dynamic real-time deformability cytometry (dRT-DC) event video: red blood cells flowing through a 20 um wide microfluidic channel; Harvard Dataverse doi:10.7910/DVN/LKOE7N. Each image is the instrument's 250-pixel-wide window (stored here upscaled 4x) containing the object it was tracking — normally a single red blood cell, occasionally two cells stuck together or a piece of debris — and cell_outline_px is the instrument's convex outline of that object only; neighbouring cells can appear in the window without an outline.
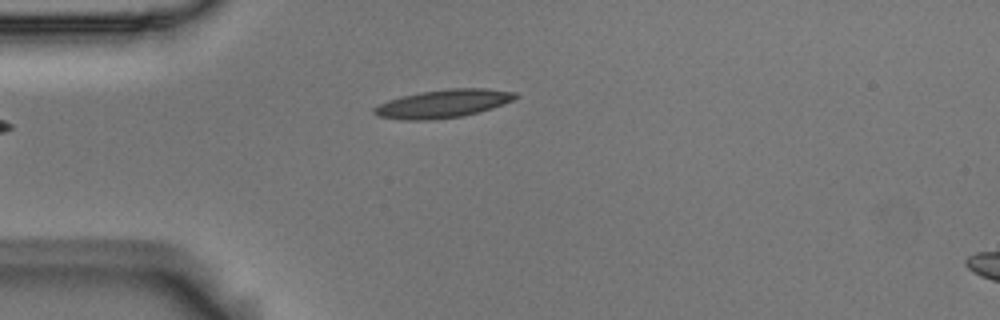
{"species": "Egyptian fruit bat (a non-hibernating species)", "species_latin": "Rousettus aegyptiacus", "temperature_condition": "room temperature", "stored_images_in_passage": 4, "camera_frame_rate_fps": 3000, "um_per_image_px": 0.085, "animal": {"sex": "male"}, "frame": {"image": 1, "passage_image": 4, "time_ms": 1.0, "image_size_px": [1000, 320], "cell_outline_px": [[520, 96], [504, 104], [480, 112], [464, 116], [432, 120], [400, 120], [376, 116], [372, 112], [372, 108], [388, 100], [400, 96], [420, 92], [448, 88], [484, 88], [516, 92]], "centroid_in_image_um": [37.65, 8.82], "position_along_channel_um": 47.4, "area_um2": 23.52}}